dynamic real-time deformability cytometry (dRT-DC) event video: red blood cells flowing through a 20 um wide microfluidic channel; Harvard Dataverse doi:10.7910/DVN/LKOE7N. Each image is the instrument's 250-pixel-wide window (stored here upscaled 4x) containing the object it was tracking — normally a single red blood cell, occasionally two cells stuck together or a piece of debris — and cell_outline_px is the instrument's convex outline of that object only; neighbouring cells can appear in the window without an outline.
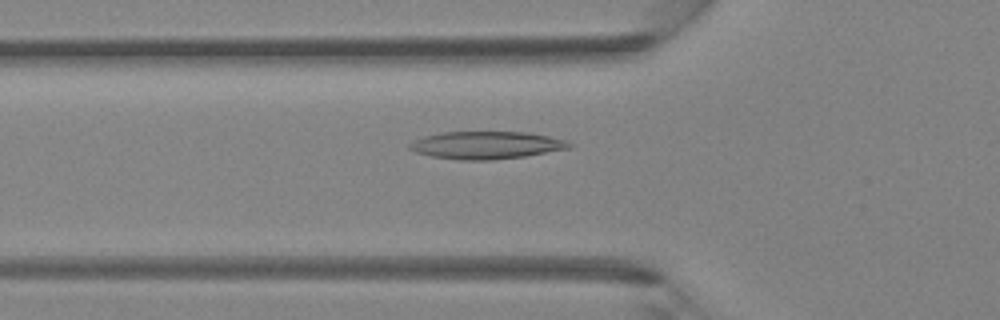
{"species": "Egyptian fruit bat (a non-hibernating species)", "species_latin": "Rousettus aegyptiacus", "temperature_condition": "room temperature", "stored_images_in_passage": 33, "camera_frame_rate_fps": 3000, "um_per_image_px": 0.085, "animal": {"sex": "female"}, "frame": {"image": 1, "passage_image": 4, "time_ms": 1.0, "image_size_px": [1000, 320], "cell_outline_px": [[572, 148], [524, 156], [492, 160], [460, 160], [432, 156], [416, 152], [408, 148], [408, 144], [424, 136], [444, 132], [528, 132], [548, 136], [564, 140], [572, 144]], "centroid_in_image_um": [41.35, 12.34], "position_along_channel_um": 84.5, "area_um2": 25.49}}
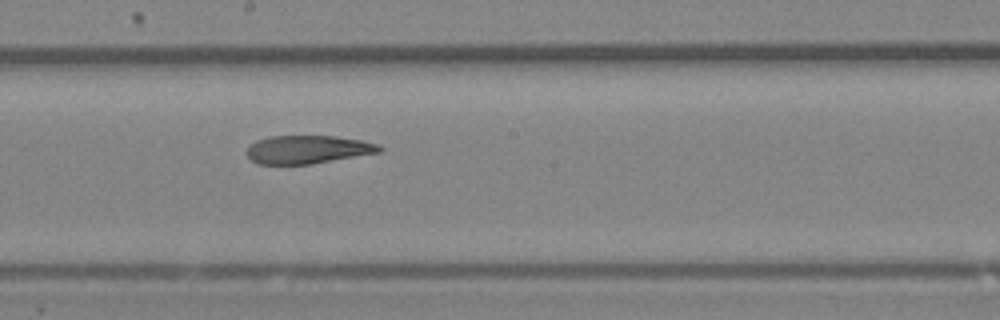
{"frame": {"image": 2, "passage_image": 13, "time_ms": 4.0, "image_size_px": [1000, 320], "cell_outline_px": [[384, 148], [380, 152], [312, 164], [256, 164], [244, 152], [256, 140], [268, 136], [336, 136], [360, 140], [376, 144]], "centroid_in_image_um": [26.13, 12.71], "position_along_channel_um": 222.1, "area_um2": 21.79}}
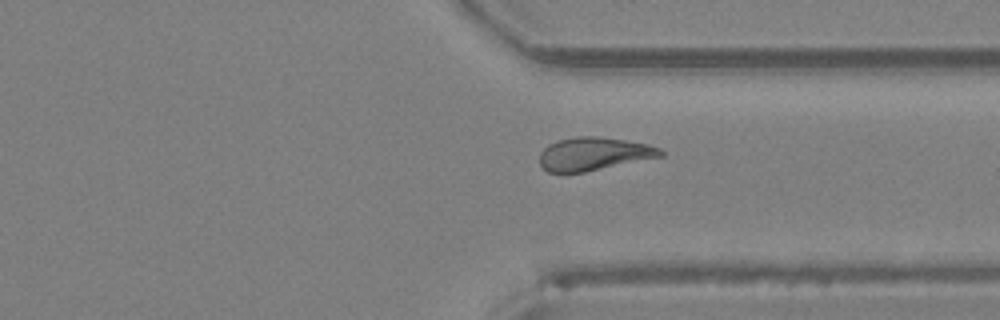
{"frame": {"image": 3, "passage_image": 22, "time_ms": 7.0, "image_size_px": [1000, 320], "cell_outline_px": [[664, 156], [584, 172], [548, 172], [540, 164], [540, 152], [548, 144], [556, 140], [576, 136], [600, 136], [648, 144], [660, 148], [664, 152]], "centroid_in_image_um": [50.47, 13.06], "position_along_channel_um": 360.9, "area_um2": 23.41}}